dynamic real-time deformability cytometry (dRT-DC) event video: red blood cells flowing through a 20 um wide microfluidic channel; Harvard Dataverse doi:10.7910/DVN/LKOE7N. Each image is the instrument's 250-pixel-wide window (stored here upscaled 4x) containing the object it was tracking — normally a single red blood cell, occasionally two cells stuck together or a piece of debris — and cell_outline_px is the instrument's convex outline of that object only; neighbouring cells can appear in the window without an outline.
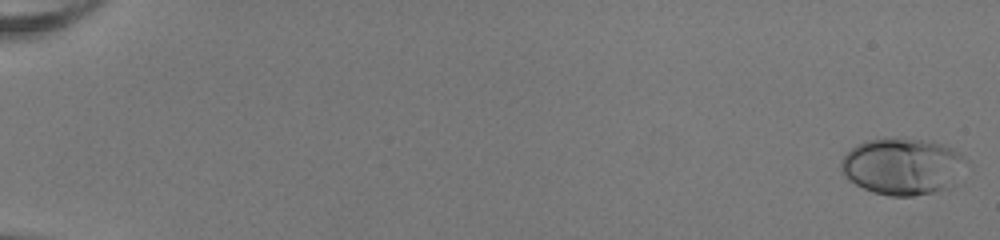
{"species": "human", "species_latin": "Homo sapiens", "temperature_condition": "room temperature", "stored_images_in_passage": 53, "camera_frame_rate_fps": 3000, "um_per_image_px": 0.085, "donor": {"sex": "female"}, "frame": {"image": 1, "passage_image": 1, "time_ms": 0.0, "image_size_px": [1000, 240], "cell_outline_px": [[968, 160], [956, 184], [948, 188], [936, 192], [912, 196], [888, 196], [872, 192], [848, 180], [844, 176], [840, 168], [840, 164], [844, 156], [856, 144], [868, 140], [920, 140], [944, 144], [964, 152]], "centroid_in_image_um": [76.78, 14.17], "position_along_channel_um": 8.2, "area_um2": 41.5}}
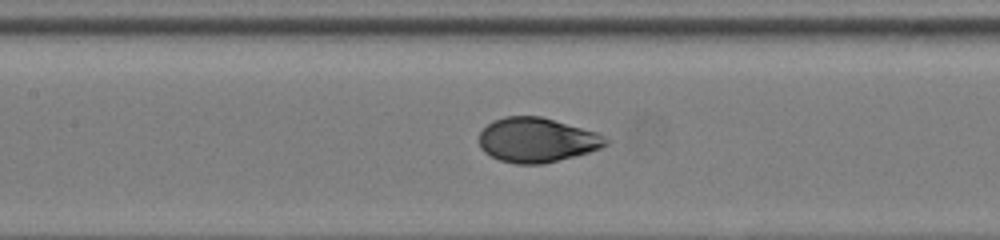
{"frame": {"image": 2, "passage_image": 27, "time_ms": 8.667, "image_size_px": [1000, 240], "cell_outline_px": [[612, 140], [608, 144], [600, 148], [588, 152], [544, 164], [516, 164], [500, 160], [484, 152], [480, 148], [480, 132], [492, 120], [504, 116], [540, 116], [596, 132]], "centroid_in_image_um": [45.63, 11.9], "position_along_channel_um": 161.8, "area_um2": 32.83}}
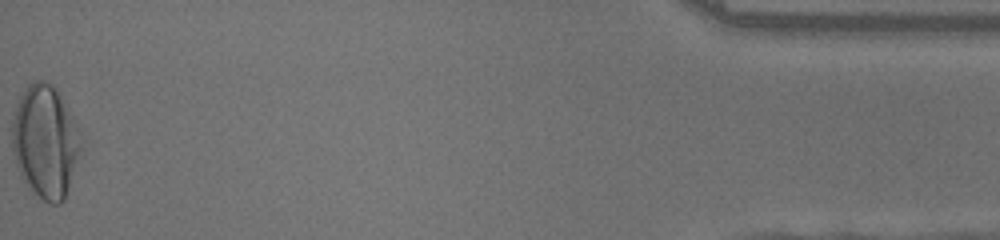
{"frame": {"image": 3, "passage_image": 53, "time_ms": 17.333, "image_size_px": [1000, 240], "cell_outline_px": [[80, 152], [64, 200], [60, 204], [48, 204], [32, 192], [28, 188], [20, 176], [12, 152], [12, 120], [16, 104], [20, 96], [28, 84], [36, 80], [44, 80], [52, 84], [56, 88], [80, 128]], "centroid_in_image_um": [3.83, 12.03], "position_along_channel_um": 431.4, "area_um2": 45.6}, "authors_computed_cell_mechanics": {"area_um2": 34.2754, "velocity_mm_per_s": 4.0438, "shape_relaxation_time_tau1_ms": 3.7905, "shape_relaxation_time_tau2_ms": null, "deformation_change_tau1": 0.1867, "deformation_change_tau2": null}}